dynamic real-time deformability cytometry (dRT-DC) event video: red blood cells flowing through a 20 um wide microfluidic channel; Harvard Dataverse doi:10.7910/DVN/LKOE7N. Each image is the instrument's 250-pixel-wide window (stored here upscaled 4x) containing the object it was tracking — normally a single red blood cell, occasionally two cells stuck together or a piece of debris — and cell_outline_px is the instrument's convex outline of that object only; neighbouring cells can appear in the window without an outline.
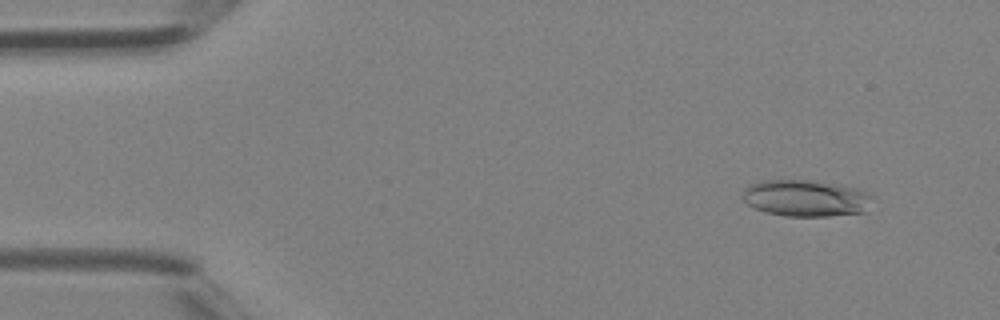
{"species": "Egyptian fruit bat (a non-hibernating species)", "species_latin": "Rousettus aegyptiacus", "temperature_condition": "room temperature", "stored_images_in_passage": 42, "camera_frame_rate_fps": 3000, "um_per_image_px": 0.085, "animal": {"sex": "female"}, "frame": {"image": 1, "passage_image": 3, "time_ms": 0.667, "image_size_px": [1000, 320], "cell_outline_px": [[876, 196], [864, 212], [828, 216], [784, 216], [764, 212], [748, 204], [744, 200], [744, 188], [748, 184], [760, 180], [816, 180], [856, 188], [868, 192]], "centroid_in_image_um": [68.52, 16.83], "position_along_channel_um": 16.5, "area_um2": 27.98}}
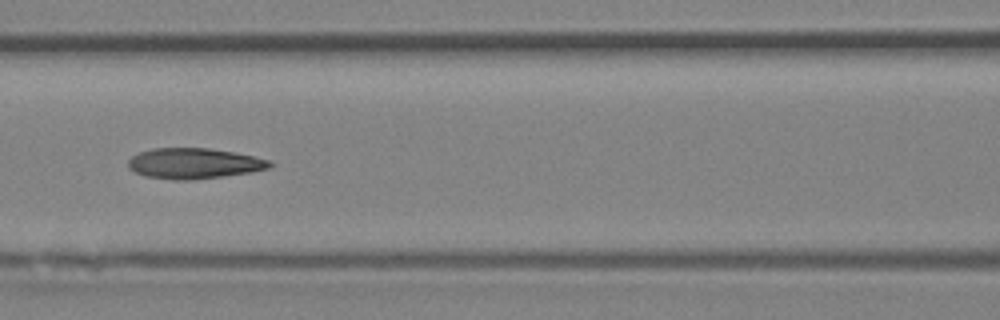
{"frame": {"image": 2, "passage_image": 18, "time_ms": 5.667, "image_size_px": [1000, 320], "cell_outline_px": [[276, 164], [272, 168], [252, 172], [224, 176], [192, 180], [176, 180], [144, 176], [128, 168], [128, 160], [132, 156], [140, 152], [152, 148], [208, 148], [232, 152], [272, 160]], "centroid_in_image_um": [16.54, 13.89], "position_along_channel_um": 150.1, "area_um2": 25.43}}
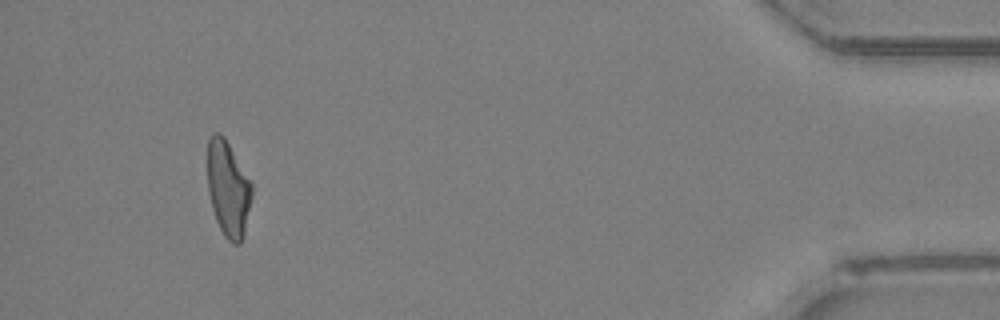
{"frame": {"image": 3, "passage_image": 39, "time_ms": 12.667, "image_size_px": [1000, 320], "cell_outline_px": [[252, 196], [244, 236], [240, 244], [232, 244], [224, 236], [216, 220], [212, 208], [208, 192], [208, 140], [212, 132], [220, 132], [224, 136], [252, 184]], "centroid_in_image_um": [19.39, 16.06], "position_along_channel_um": 415.8, "area_um2": 24.74}}